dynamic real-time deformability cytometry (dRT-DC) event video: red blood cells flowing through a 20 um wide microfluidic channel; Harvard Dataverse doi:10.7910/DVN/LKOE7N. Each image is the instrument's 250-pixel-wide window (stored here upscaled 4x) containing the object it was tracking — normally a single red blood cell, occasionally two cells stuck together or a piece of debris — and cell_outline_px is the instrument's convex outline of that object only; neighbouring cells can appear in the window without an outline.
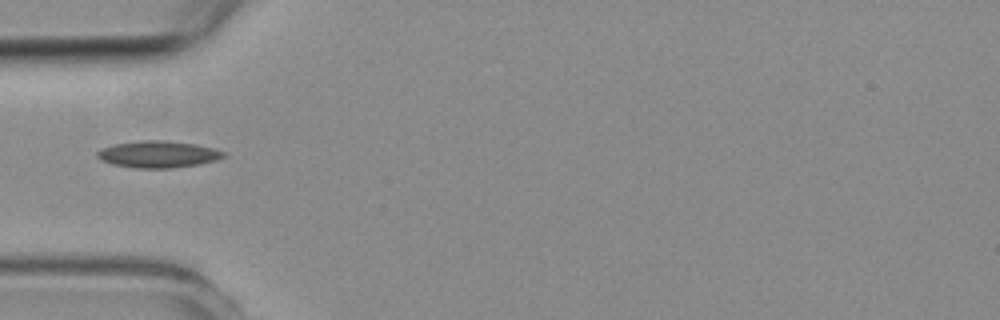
{"species": "common noctule bat (a hibernating species)", "species_latin": "Nyctalus noctula", "temperature_condition": "room temperature", "stored_images_in_passage": 4, "camera_frame_rate_fps": 3000, "um_per_image_px": 0.085, "animal": {"sex": "female", "body_mass_g": 19.3, "forearm_length_mm": 54.1}, "frame": {"image": 1, "passage_image": 3, "time_ms": 2.333, "image_size_px": [1000, 320], "cell_outline_px": [[224, 156], [216, 160], [200, 164], [172, 168], [136, 168], [112, 164], [100, 160], [96, 156], [96, 152], [104, 148], [116, 144], [140, 140], [164, 140], [196, 144], [212, 148], [224, 152]], "centroid_in_image_um": [13.42, 13.12], "position_along_channel_um": 71.6, "area_um2": 19.59}}
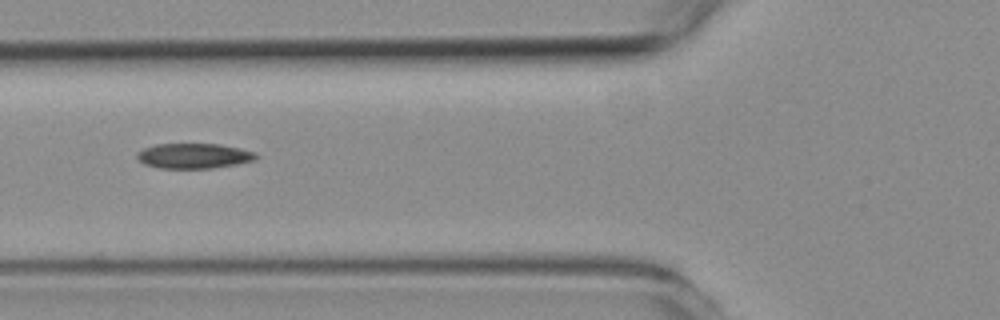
{"frame": {"image": 2, "passage_image": 4, "time_ms": 3.333, "image_size_px": [1000, 320], "cell_outline_px": [[260, 156], [252, 160], [236, 164], [212, 168], [160, 168], [144, 164], [136, 156], [136, 152], [144, 148], [156, 144], [220, 144], [240, 148], [256, 152]], "centroid_in_image_um": [16.48, 13.24], "position_along_channel_um": 109.3, "area_um2": 17.4}}